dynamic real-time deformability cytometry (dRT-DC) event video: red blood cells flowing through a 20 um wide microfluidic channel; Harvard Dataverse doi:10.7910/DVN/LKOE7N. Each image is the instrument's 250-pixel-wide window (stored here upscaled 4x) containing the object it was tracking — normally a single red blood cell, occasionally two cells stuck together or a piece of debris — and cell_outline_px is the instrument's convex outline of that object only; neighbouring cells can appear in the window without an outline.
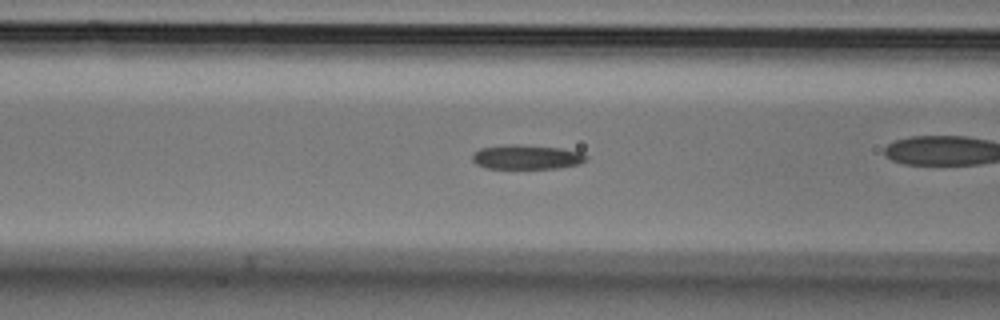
{"species": "Egyptian fruit bat (a non-hibernating species)", "species_latin": "Rousettus aegyptiacus", "temperature_condition": "cold", "stored_images_in_passage": 47, "camera_frame_rate_fps": 3000, "um_per_image_px": 0.085, "animal": {"sex": "male"}, "frame": {"image": 1, "passage_image": 14, "time_ms": 4.333, "image_size_px": [1000, 320], "cell_outline_px": [[588, 160], [580, 164], [560, 168], [484, 168], [476, 164], [472, 160], [472, 152], [480, 148], [504, 144], [516, 144], [560, 148], [580, 152], [588, 156]], "centroid_in_image_um": [44.74, 13.34], "position_along_channel_um": 121.9, "area_um2": 16.42}}